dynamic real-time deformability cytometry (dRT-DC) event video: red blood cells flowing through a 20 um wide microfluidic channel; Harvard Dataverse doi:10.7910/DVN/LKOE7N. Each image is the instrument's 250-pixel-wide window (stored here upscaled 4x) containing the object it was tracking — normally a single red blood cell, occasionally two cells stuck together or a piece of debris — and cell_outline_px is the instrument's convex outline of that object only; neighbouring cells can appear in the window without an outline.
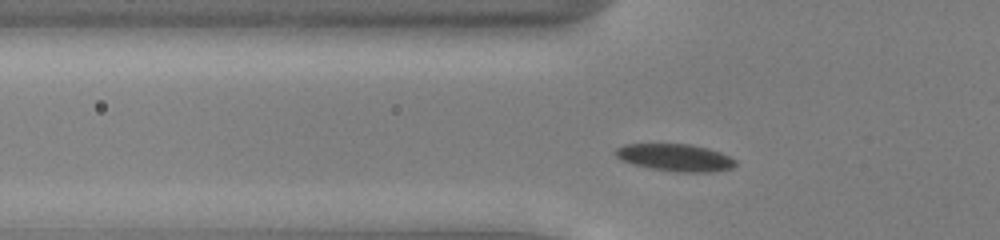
{"species": "common noctule bat (a hibernating species)", "species_latin": "Nyctalus noctula", "temperature_condition": "cold", "stored_images_in_passage": 42, "camera_frame_rate_fps": 3000, "um_per_image_px": 0.085, "animal": {"sex": "male", "body_mass_g": 13.0, "forearm_length_mm": 53.1}, "frame": {"image": 1, "passage_image": 7, "time_ms": 2.0, "image_size_px": [1000, 240], "cell_outline_px": [[736, 164], [732, 168], [712, 172], [676, 172], [652, 168], [632, 164], [620, 160], [612, 152], [616, 148], [624, 144], [688, 144], [708, 148], [720, 152], [736, 160]], "centroid_in_image_um": [57.36, 13.39], "position_along_channel_um": 68.4, "area_um2": 19.13}}
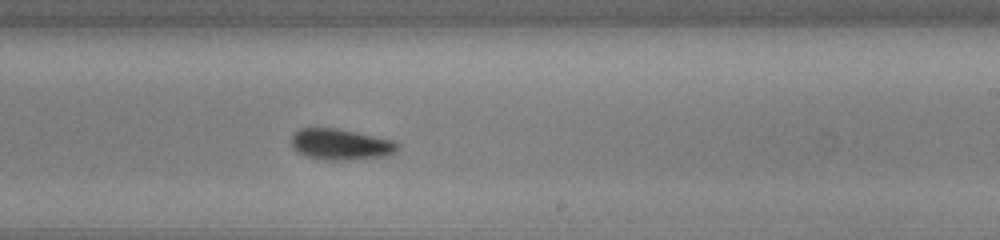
{"frame": {"image": 2, "passage_image": 22, "time_ms": 7.0, "image_size_px": [1000, 240], "cell_outline_px": [[400, 144], [396, 152], [388, 156], [348, 160], [324, 160], [308, 156], [296, 152], [292, 148], [292, 132], [300, 128], [336, 128], [356, 132], [392, 140]], "centroid_in_image_um": [28.95, 12.27], "position_along_channel_um": 260.1, "area_um2": 19.36}}
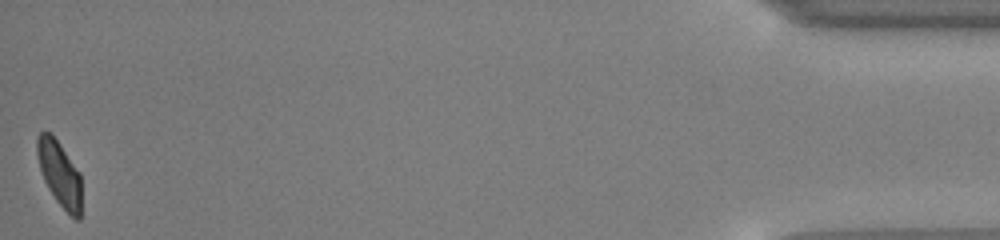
{"frame": {"image": 3, "passage_image": 42, "time_ms": 13.667, "image_size_px": [1000, 240], "cell_outline_px": [[80, 220], [76, 220], [56, 200], [48, 188], [44, 180], [36, 156], [36, 136], [40, 132], [52, 132], [80, 172]], "centroid_in_image_um": [5.03, 14.69], "position_along_channel_um": 430.2, "area_um2": 16.88}, "authors_computed_cell_mechanics": {"area_um2": 18.8139, "velocity_mm_per_s": 3.8787, "shape_relaxation_time_tau1_ms": 1.9454, "shape_relaxation_time_tau2_ms": 2.3193, "deformation_change_tau1": 0.0938, "deformation_change_tau2": 0.0637}}